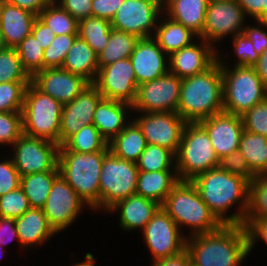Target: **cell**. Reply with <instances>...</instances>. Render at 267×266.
I'll return each instance as SVG.
<instances>
[{"label":"cell","mask_w":267,"mask_h":266,"mask_svg":"<svg viewBox=\"0 0 267 266\" xmlns=\"http://www.w3.org/2000/svg\"><path fill=\"white\" fill-rule=\"evenodd\" d=\"M139 170L135 162L105 154L99 178V208L106 211L118 201L136 194Z\"/></svg>","instance_id":"9"},{"label":"cell","mask_w":267,"mask_h":266,"mask_svg":"<svg viewBox=\"0 0 267 266\" xmlns=\"http://www.w3.org/2000/svg\"><path fill=\"white\" fill-rule=\"evenodd\" d=\"M20 177L12 159L0 162V196L19 188Z\"/></svg>","instance_id":"49"},{"label":"cell","mask_w":267,"mask_h":266,"mask_svg":"<svg viewBox=\"0 0 267 266\" xmlns=\"http://www.w3.org/2000/svg\"><path fill=\"white\" fill-rule=\"evenodd\" d=\"M31 82V77L24 70L16 48L0 51V83Z\"/></svg>","instance_id":"41"},{"label":"cell","mask_w":267,"mask_h":266,"mask_svg":"<svg viewBox=\"0 0 267 266\" xmlns=\"http://www.w3.org/2000/svg\"><path fill=\"white\" fill-rule=\"evenodd\" d=\"M6 48H8V47L6 45L4 35H3L2 30L0 28V51L5 50Z\"/></svg>","instance_id":"61"},{"label":"cell","mask_w":267,"mask_h":266,"mask_svg":"<svg viewBox=\"0 0 267 266\" xmlns=\"http://www.w3.org/2000/svg\"><path fill=\"white\" fill-rule=\"evenodd\" d=\"M30 204L21 187L0 196V216L16 219L29 210Z\"/></svg>","instance_id":"44"},{"label":"cell","mask_w":267,"mask_h":266,"mask_svg":"<svg viewBox=\"0 0 267 266\" xmlns=\"http://www.w3.org/2000/svg\"><path fill=\"white\" fill-rule=\"evenodd\" d=\"M208 0H166L168 18L184 25L202 39Z\"/></svg>","instance_id":"26"},{"label":"cell","mask_w":267,"mask_h":266,"mask_svg":"<svg viewBox=\"0 0 267 266\" xmlns=\"http://www.w3.org/2000/svg\"><path fill=\"white\" fill-rule=\"evenodd\" d=\"M258 218H267V179L261 175H255L249 183V204L243 225Z\"/></svg>","instance_id":"38"},{"label":"cell","mask_w":267,"mask_h":266,"mask_svg":"<svg viewBox=\"0 0 267 266\" xmlns=\"http://www.w3.org/2000/svg\"><path fill=\"white\" fill-rule=\"evenodd\" d=\"M15 48L24 70L30 77L43 70L44 49L32 33L25 37Z\"/></svg>","instance_id":"40"},{"label":"cell","mask_w":267,"mask_h":266,"mask_svg":"<svg viewBox=\"0 0 267 266\" xmlns=\"http://www.w3.org/2000/svg\"><path fill=\"white\" fill-rule=\"evenodd\" d=\"M107 152L78 153L59 150V174L92 209L99 208V178Z\"/></svg>","instance_id":"5"},{"label":"cell","mask_w":267,"mask_h":266,"mask_svg":"<svg viewBox=\"0 0 267 266\" xmlns=\"http://www.w3.org/2000/svg\"><path fill=\"white\" fill-rule=\"evenodd\" d=\"M263 22H267V0H263Z\"/></svg>","instance_id":"62"},{"label":"cell","mask_w":267,"mask_h":266,"mask_svg":"<svg viewBox=\"0 0 267 266\" xmlns=\"http://www.w3.org/2000/svg\"><path fill=\"white\" fill-rule=\"evenodd\" d=\"M14 220L18 241L22 246L30 247L32 244H42L50 236L55 235L42 208L31 207L22 216Z\"/></svg>","instance_id":"27"},{"label":"cell","mask_w":267,"mask_h":266,"mask_svg":"<svg viewBox=\"0 0 267 266\" xmlns=\"http://www.w3.org/2000/svg\"><path fill=\"white\" fill-rule=\"evenodd\" d=\"M164 51L153 37L140 38L130 56L138 85L150 82L169 71Z\"/></svg>","instance_id":"21"},{"label":"cell","mask_w":267,"mask_h":266,"mask_svg":"<svg viewBox=\"0 0 267 266\" xmlns=\"http://www.w3.org/2000/svg\"><path fill=\"white\" fill-rule=\"evenodd\" d=\"M63 104L30 83L21 110L23 134L59 144Z\"/></svg>","instance_id":"8"},{"label":"cell","mask_w":267,"mask_h":266,"mask_svg":"<svg viewBox=\"0 0 267 266\" xmlns=\"http://www.w3.org/2000/svg\"><path fill=\"white\" fill-rule=\"evenodd\" d=\"M85 204L76 191L59 175L54 180L42 210L49 226L57 233L77 219Z\"/></svg>","instance_id":"15"},{"label":"cell","mask_w":267,"mask_h":266,"mask_svg":"<svg viewBox=\"0 0 267 266\" xmlns=\"http://www.w3.org/2000/svg\"><path fill=\"white\" fill-rule=\"evenodd\" d=\"M123 2L124 0H92V16L111 21Z\"/></svg>","instance_id":"51"},{"label":"cell","mask_w":267,"mask_h":266,"mask_svg":"<svg viewBox=\"0 0 267 266\" xmlns=\"http://www.w3.org/2000/svg\"><path fill=\"white\" fill-rule=\"evenodd\" d=\"M102 98L97 88L90 84L71 102L63 104L59 145L82 127L93 124L94 112Z\"/></svg>","instance_id":"18"},{"label":"cell","mask_w":267,"mask_h":266,"mask_svg":"<svg viewBox=\"0 0 267 266\" xmlns=\"http://www.w3.org/2000/svg\"><path fill=\"white\" fill-rule=\"evenodd\" d=\"M192 182L201 199L223 225H243L249 204L248 180L217 167L198 175ZM239 201L238 214L226 217V211Z\"/></svg>","instance_id":"1"},{"label":"cell","mask_w":267,"mask_h":266,"mask_svg":"<svg viewBox=\"0 0 267 266\" xmlns=\"http://www.w3.org/2000/svg\"><path fill=\"white\" fill-rule=\"evenodd\" d=\"M171 170L139 171L136 195L153 200L162 205L167 195L180 181L177 173L172 175Z\"/></svg>","instance_id":"29"},{"label":"cell","mask_w":267,"mask_h":266,"mask_svg":"<svg viewBox=\"0 0 267 266\" xmlns=\"http://www.w3.org/2000/svg\"><path fill=\"white\" fill-rule=\"evenodd\" d=\"M175 154L162 146L147 144L138 161L136 162L139 171H162L170 170Z\"/></svg>","instance_id":"39"},{"label":"cell","mask_w":267,"mask_h":266,"mask_svg":"<svg viewBox=\"0 0 267 266\" xmlns=\"http://www.w3.org/2000/svg\"><path fill=\"white\" fill-rule=\"evenodd\" d=\"M174 169L181 181H192L209 169L219 167L220 160L205 128L200 123L184 127Z\"/></svg>","instance_id":"6"},{"label":"cell","mask_w":267,"mask_h":266,"mask_svg":"<svg viewBox=\"0 0 267 266\" xmlns=\"http://www.w3.org/2000/svg\"><path fill=\"white\" fill-rule=\"evenodd\" d=\"M245 228L248 235L249 252L257 238L264 240L267 244V218L252 219Z\"/></svg>","instance_id":"53"},{"label":"cell","mask_w":267,"mask_h":266,"mask_svg":"<svg viewBox=\"0 0 267 266\" xmlns=\"http://www.w3.org/2000/svg\"><path fill=\"white\" fill-rule=\"evenodd\" d=\"M258 23L265 28L267 27V22L258 21ZM243 33L251 40L255 51L259 55H262L267 50V32L261 27L247 26L244 28Z\"/></svg>","instance_id":"52"},{"label":"cell","mask_w":267,"mask_h":266,"mask_svg":"<svg viewBox=\"0 0 267 266\" xmlns=\"http://www.w3.org/2000/svg\"><path fill=\"white\" fill-rule=\"evenodd\" d=\"M138 40L136 35L112 28L107 46L98 54L99 69L118 60L130 58Z\"/></svg>","instance_id":"34"},{"label":"cell","mask_w":267,"mask_h":266,"mask_svg":"<svg viewBox=\"0 0 267 266\" xmlns=\"http://www.w3.org/2000/svg\"><path fill=\"white\" fill-rule=\"evenodd\" d=\"M245 16L243 8L236 0L209 2L202 39L213 44L227 34L236 36L243 33Z\"/></svg>","instance_id":"17"},{"label":"cell","mask_w":267,"mask_h":266,"mask_svg":"<svg viewBox=\"0 0 267 266\" xmlns=\"http://www.w3.org/2000/svg\"><path fill=\"white\" fill-rule=\"evenodd\" d=\"M186 242L192 266H239L249 254L244 225H222L218 230L191 235Z\"/></svg>","instance_id":"2"},{"label":"cell","mask_w":267,"mask_h":266,"mask_svg":"<svg viewBox=\"0 0 267 266\" xmlns=\"http://www.w3.org/2000/svg\"><path fill=\"white\" fill-rule=\"evenodd\" d=\"M93 85L103 98L132 105L136 99L138 84L130 58L100 68Z\"/></svg>","instance_id":"13"},{"label":"cell","mask_w":267,"mask_h":266,"mask_svg":"<svg viewBox=\"0 0 267 266\" xmlns=\"http://www.w3.org/2000/svg\"><path fill=\"white\" fill-rule=\"evenodd\" d=\"M15 237L18 240L15 220L13 218L0 216V244L5 245L7 241L10 242V240L14 239Z\"/></svg>","instance_id":"57"},{"label":"cell","mask_w":267,"mask_h":266,"mask_svg":"<svg viewBox=\"0 0 267 266\" xmlns=\"http://www.w3.org/2000/svg\"><path fill=\"white\" fill-rule=\"evenodd\" d=\"M31 33L36 37V40H38L44 50L52 43L56 36L55 33L38 17L33 23Z\"/></svg>","instance_id":"54"},{"label":"cell","mask_w":267,"mask_h":266,"mask_svg":"<svg viewBox=\"0 0 267 266\" xmlns=\"http://www.w3.org/2000/svg\"><path fill=\"white\" fill-rule=\"evenodd\" d=\"M151 1H155L157 3H165L166 0H151Z\"/></svg>","instance_id":"64"},{"label":"cell","mask_w":267,"mask_h":266,"mask_svg":"<svg viewBox=\"0 0 267 266\" xmlns=\"http://www.w3.org/2000/svg\"><path fill=\"white\" fill-rule=\"evenodd\" d=\"M233 37L234 52L238 57L237 64L235 66H250L253 67L260 55L253 47L251 40L246 37L244 33L237 34Z\"/></svg>","instance_id":"47"},{"label":"cell","mask_w":267,"mask_h":266,"mask_svg":"<svg viewBox=\"0 0 267 266\" xmlns=\"http://www.w3.org/2000/svg\"><path fill=\"white\" fill-rule=\"evenodd\" d=\"M31 83L41 92L62 104L75 99L90 83L62 68H47L35 73Z\"/></svg>","instance_id":"19"},{"label":"cell","mask_w":267,"mask_h":266,"mask_svg":"<svg viewBox=\"0 0 267 266\" xmlns=\"http://www.w3.org/2000/svg\"><path fill=\"white\" fill-rule=\"evenodd\" d=\"M245 14L263 22V0H236Z\"/></svg>","instance_id":"58"},{"label":"cell","mask_w":267,"mask_h":266,"mask_svg":"<svg viewBox=\"0 0 267 266\" xmlns=\"http://www.w3.org/2000/svg\"><path fill=\"white\" fill-rule=\"evenodd\" d=\"M37 15L6 2L0 17V28L7 47L15 48L32 32Z\"/></svg>","instance_id":"24"},{"label":"cell","mask_w":267,"mask_h":266,"mask_svg":"<svg viewBox=\"0 0 267 266\" xmlns=\"http://www.w3.org/2000/svg\"><path fill=\"white\" fill-rule=\"evenodd\" d=\"M217 1H224V0H208V2H217Z\"/></svg>","instance_id":"66"},{"label":"cell","mask_w":267,"mask_h":266,"mask_svg":"<svg viewBox=\"0 0 267 266\" xmlns=\"http://www.w3.org/2000/svg\"><path fill=\"white\" fill-rule=\"evenodd\" d=\"M61 68L93 84L99 70L98 54L80 36H77Z\"/></svg>","instance_id":"28"},{"label":"cell","mask_w":267,"mask_h":266,"mask_svg":"<svg viewBox=\"0 0 267 266\" xmlns=\"http://www.w3.org/2000/svg\"><path fill=\"white\" fill-rule=\"evenodd\" d=\"M133 120L140 127L147 144L165 147L176 154L187 124L177 112L143 113Z\"/></svg>","instance_id":"16"},{"label":"cell","mask_w":267,"mask_h":266,"mask_svg":"<svg viewBox=\"0 0 267 266\" xmlns=\"http://www.w3.org/2000/svg\"><path fill=\"white\" fill-rule=\"evenodd\" d=\"M59 150H70L78 153H94L109 151L108 142L101 136L98 129L93 125L82 127L78 132L70 136Z\"/></svg>","instance_id":"35"},{"label":"cell","mask_w":267,"mask_h":266,"mask_svg":"<svg viewBox=\"0 0 267 266\" xmlns=\"http://www.w3.org/2000/svg\"><path fill=\"white\" fill-rule=\"evenodd\" d=\"M161 207L157 202L139 195H132L115 203L109 210L120 209V226L125 230L142 228Z\"/></svg>","instance_id":"23"},{"label":"cell","mask_w":267,"mask_h":266,"mask_svg":"<svg viewBox=\"0 0 267 266\" xmlns=\"http://www.w3.org/2000/svg\"><path fill=\"white\" fill-rule=\"evenodd\" d=\"M201 43H191L168 56L169 72L183 79L210 68L218 60L217 51L207 41L202 39Z\"/></svg>","instance_id":"22"},{"label":"cell","mask_w":267,"mask_h":266,"mask_svg":"<svg viewBox=\"0 0 267 266\" xmlns=\"http://www.w3.org/2000/svg\"><path fill=\"white\" fill-rule=\"evenodd\" d=\"M152 266H192L191 258L185 249L181 253L153 261Z\"/></svg>","instance_id":"55"},{"label":"cell","mask_w":267,"mask_h":266,"mask_svg":"<svg viewBox=\"0 0 267 266\" xmlns=\"http://www.w3.org/2000/svg\"><path fill=\"white\" fill-rule=\"evenodd\" d=\"M59 2L58 5L70 13L78 22L92 16V0H61Z\"/></svg>","instance_id":"50"},{"label":"cell","mask_w":267,"mask_h":266,"mask_svg":"<svg viewBox=\"0 0 267 266\" xmlns=\"http://www.w3.org/2000/svg\"><path fill=\"white\" fill-rule=\"evenodd\" d=\"M31 82L0 83V112H21L26 87Z\"/></svg>","instance_id":"43"},{"label":"cell","mask_w":267,"mask_h":266,"mask_svg":"<svg viewBox=\"0 0 267 266\" xmlns=\"http://www.w3.org/2000/svg\"><path fill=\"white\" fill-rule=\"evenodd\" d=\"M55 0H6V2L18 6L22 9L30 11L38 16V14L49 4Z\"/></svg>","instance_id":"56"},{"label":"cell","mask_w":267,"mask_h":266,"mask_svg":"<svg viewBox=\"0 0 267 266\" xmlns=\"http://www.w3.org/2000/svg\"><path fill=\"white\" fill-rule=\"evenodd\" d=\"M163 4L151 0H124L110 21L112 28L136 35L139 39L153 37L150 32L156 30L154 27H157Z\"/></svg>","instance_id":"14"},{"label":"cell","mask_w":267,"mask_h":266,"mask_svg":"<svg viewBox=\"0 0 267 266\" xmlns=\"http://www.w3.org/2000/svg\"><path fill=\"white\" fill-rule=\"evenodd\" d=\"M254 175H261L267 168V137L243 131L239 149Z\"/></svg>","instance_id":"33"},{"label":"cell","mask_w":267,"mask_h":266,"mask_svg":"<svg viewBox=\"0 0 267 266\" xmlns=\"http://www.w3.org/2000/svg\"><path fill=\"white\" fill-rule=\"evenodd\" d=\"M147 145L146 139L138 124L132 120L109 143V150L118 158L137 162Z\"/></svg>","instance_id":"30"},{"label":"cell","mask_w":267,"mask_h":266,"mask_svg":"<svg viewBox=\"0 0 267 266\" xmlns=\"http://www.w3.org/2000/svg\"><path fill=\"white\" fill-rule=\"evenodd\" d=\"M3 6H4V4H0V17H1V14H2Z\"/></svg>","instance_id":"65"},{"label":"cell","mask_w":267,"mask_h":266,"mask_svg":"<svg viewBox=\"0 0 267 266\" xmlns=\"http://www.w3.org/2000/svg\"><path fill=\"white\" fill-rule=\"evenodd\" d=\"M182 79L167 72L150 82L138 85L132 109L143 113L177 112Z\"/></svg>","instance_id":"11"},{"label":"cell","mask_w":267,"mask_h":266,"mask_svg":"<svg viewBox=\"0 0 267 266\" xmlns=\"http://www.w3.org/2000/svg\"><path fill=\"white\" fill-rule=\"evenodd\" d=\"M78 34L56 35L43 52V69L61 68Z\"/></svg>","instance_id":"42"},{"label":"cell","mask_w":267,"mask_h":266,"mask_svg":"<svg viewBox=\"0 0 267 266\" xmlns=\"http://www.w3.org/2000/svg\"><path fill=\"white\" fill-rule=\"evenodd\" d=\"M127 108L131 109L132 105L106 98L99 101L94 112L93 125L108 143L126 127Z\"/></svg>","instance_id":"25"},{"label":"cell","mask_w":267,"mask_h":266,"mask_svg":"<svg viewBox=\"0 0 267 266\" xmlns=\"http://www.w3.org/2000/svg\"><path fill=\"white\" fill-rule=\"evenodd\" d=\"M56 3L58 2L53 1L45 7L37 17L45 23L55 35L78 34L79 22Z\"/></svg>","instance_id":"37"},{"label":"cell","mask_w":267,"mask_h":266,"mask_svg":"<svg viewBox=\"0 0 267 266\" xmlns=\"http://www.w3.org/2000/svg\"><path fill=\"white\" fill-rule=\"evenodd\" d=\"M111 29L109 20L89 16L79 21L78 36L99 54L107 46Z\"/></svg>","instance_id":"36"},{"label":"cell","mask_w":267,"mask_h":266,"mask_svg":"<svg viewBox=\"0 0 267 266\" xmlns=\"http://www.w3.org/2000/svg\"><path fill=\"white\" fill-rule=\"evenodd\" d=\"M180 228L160 207L143 229L144 240L153 255V261L175 256L186 249L187 238Z\"/></svg>","instance_id":"12"},{"label":"cell","mask_w":267,"mask_h":266,"mask_svg":"<svg viewBox=\"0 0 267 266\" xmlns=\"http://www.w3.org/2000/svg\"><path fill=\"white\" fill-rule=\"evenodd\" d=\"M13 146L15 154L12 161L20 176L59 171V144L22 134Z\"/></svg>","instance_id":"10"},{"label":"cell","mask_w":267,"mask_h":266,"mask_svg":"<svg viewBox=\"0 0 267 266\" xmlns=\"http://www.w3.org/2000/svg\"><path fill=\"white\" fill-rule=\"evenodd\" d=\"M161 23L156 27L154 39L160 48L168 54L167 57L192 43V37L195 34L184 25L170 18Z\"/></svg>","instance_id":"31"},{"label":"cell","mask_w":267,"mask_h":266,"mask_svg":"<svg viewBox=\"0 0 267 266\" xmlns=\"http://www.w3.org/2000/svg\"><path fill=\"white\" fill-rule=\"evenodd\" d=\"M59 171H46L20 177V187L28 198L30 207L42 208L47 201Z\"/></svg>","instance_id":"32"},{"label":"cell","mask_w":267,"mask_h":266,"mask_svg":"<svg viewBox=\"0 0 267 266\" xmlns=\"http://www.w3.org/2000/svg\"><path fill=\"white\" fill-rule=\"evenodd\" d=\"M86 261L85 262H80L75 264L74 266H95L94 263V258L93 255L90 253H87L85 256Z\"/></svg>","instance_id":"60"},{"label":"cell","mask_w":267,"mask_h":266,"mask_svg":"<svg viewBox=\"0 0 267 266\" xmlns=\"http://www.w3.org/2000/svg\"><path fill=\"white\" fill-rule=\"evenodd\" d=\"M223 80V111L243 115L255 104L267 98V87L254 67L235 66L230 70L221 62Z\"/></svg>","instance_id":"7"},{"label":"cell","mask_w":267,"mask_h":266,"mask_svg":"<svg viewBox=\"0 0 267 266\" xmlns=\"http://www.w3.org/2000/svg\"><path fill=\"white\" fill-rule=\"evenodd\" d=\"M219 167L233 175H238L251 182L255 175L251 172L242 152L239 150L220 159Z\"/></svg>","instance_id":"48"},{"label":"cell","mask_w":267,"mask_h":266,"mask_svg":"<svg viewBox=\"0 0 267 266\" xmlns=\"http://www.w3.org/2000/svg\"><path fill=\"white\" fill-rule=\"evenodd\" d=\"M244 130L267 137V98L241 115Z\"/></svg>","instance_id":"46"},{"label":"cell","mask_w":267,"mask_h":266,"mask_svg":"<svg viewBox=\"0 0 267 266\" xmlns=\"http://www.w3.org/2000/svg\"><path fill=\"white\" fill-rule=\"evenodd\" d=\"M262 82L267 87V50L260 55L257 63L253 66Z\"/></svg>","instance_id":"59"},{"label":"cell","mask_w":267,"mask_h":266,"mask_svg":"<svg viewBox=\"0 0 267 266\" xmlns=\"http://www.w3.org/2000/svg\"><path fill=\"white\" fill-rule=\"evenodd\" d=\"M22 134V113L0 112V143L13 145Z\"/></svg>","instance_id":"45"},{"label":"cell","mask_w":267,"mask_h":266,"mask_svg":"<svg viewBox=\"0 0 267 266\" xmlns=\"http://www.w3.org/2000/svg\"><path fill=\"white\" fill-rule=\"evenodd\" d=\"M223 112V80L217 60L202 73L182 79L177 113L187 123H199Z\"/></svg>","instance_id":"3"},{"label":"cell","mask_w":267,"mask_h":266,"mask_svg":"<svg viewBox=\"0 0 267 266\" xmlns=\"http://www.w3.org/2000/svg\"><path fill=\"white\" fill-rule=\"evenodd\" d=\"M261 176L264 177L265 179H267V168L263 171Z\"/></svg>","instance_id":"63"},{"label":"cell","mask_w":267,"mask_h":266,"mask_svg":"<svg viewBox=\"0 0 267 266\" xmlns=\"http://www.w3.org/2000/svg\"><path fill=\"white\" fill-rule=\"evenodd\" d=\"M161 207L180 227H193V235L210 233L223 224L210 211L192 181H179ZM195 230V231H194Z\"/></svg>","instance_id":"4"},{"label":"cell","mask_w":267,"mask_h":266,"mask_svg":"<svg viewBox=\"0 0 267 266\" xmlns=\"http://www.w3.org/2000/svg\"><path fill=\"white\" fill-rule=\"evenodd\" d=\"M6 0H0V4H5Z\"/></svg>","instance_id":"67"},{"label":"cell","mask_w":267,"mask_h":266,"mask_svg":"<svg viewBox=\"0 0 267 266\" xmlns=\"http://www.w3.org/2000/svg\"><path fill=\"white\" fill-rule=\"evenodd\" d=\"M207 131L217 157L222 159L239 149L244 131L240 115L221 112L199 122Z\"/></svg>","instance_id":"20"}]
</instances>
